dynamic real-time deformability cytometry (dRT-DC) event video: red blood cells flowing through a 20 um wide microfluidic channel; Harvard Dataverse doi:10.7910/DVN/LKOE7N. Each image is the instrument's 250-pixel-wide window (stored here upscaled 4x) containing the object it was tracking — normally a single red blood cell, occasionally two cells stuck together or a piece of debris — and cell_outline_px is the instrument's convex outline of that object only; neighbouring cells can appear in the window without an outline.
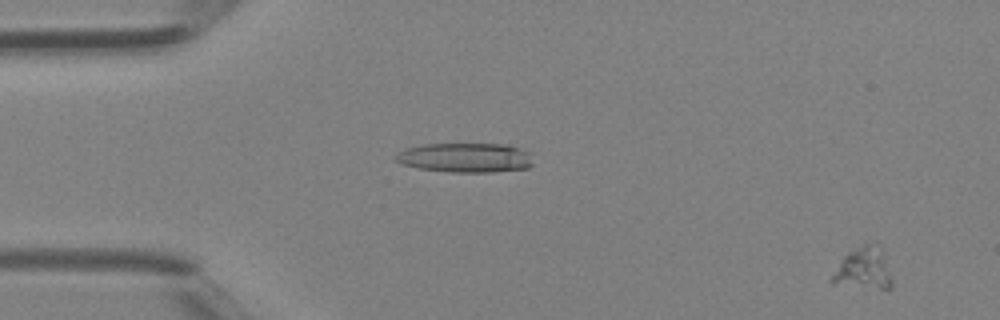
{"species": "Egyptian fruit bat (a non-hibernating species)", "species_latin": "Rousettus aegyptiacus", "temperature_condition": "room temperature", "stored_images_in_passage": 42, "camera_frame_rate_fps": 3000, "um_per_image_px": 0.085, "animal": {"sex": "female"}, "frame": {"image": 1, "passage_image": 2, "time_ms": 0.333, "image_size_px": [1000, 320], "cell_outline_px": [[892, 288], [880, 288], [828, 280], [844, 256], [848, 252], [864, 244], [868, 244], [880, 248], [892, 280]], "centroid_in_image_um": [73.41, 22.8], "position_along_channel_um": 11.6, "area_um2": 13.41}}
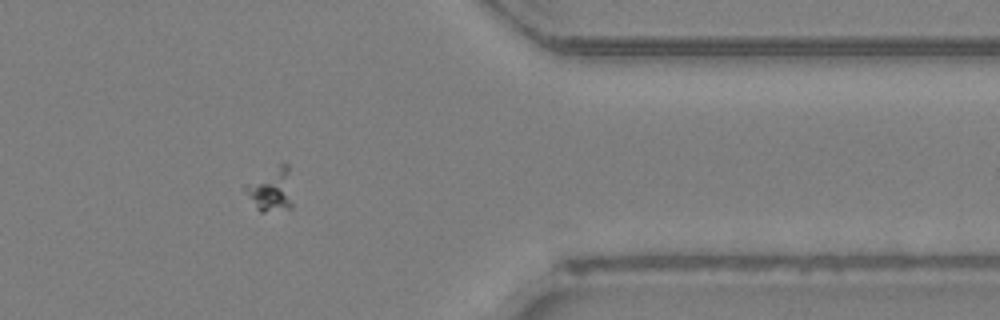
{"frame": {"image": 2, "passage_image": 35, "time_ms": 11.333, "image_size_px": [1000, 320], "cell_outline_px": [[292, 208], [264, 212], [260, 212], [256, 208], [244, 188], [284, 160], [288, 164], [292, 204]], "centroid_in_image_um": [23.11, 16.13], "position_along_channel_um": 388.3, "area_um2": 11.56}}